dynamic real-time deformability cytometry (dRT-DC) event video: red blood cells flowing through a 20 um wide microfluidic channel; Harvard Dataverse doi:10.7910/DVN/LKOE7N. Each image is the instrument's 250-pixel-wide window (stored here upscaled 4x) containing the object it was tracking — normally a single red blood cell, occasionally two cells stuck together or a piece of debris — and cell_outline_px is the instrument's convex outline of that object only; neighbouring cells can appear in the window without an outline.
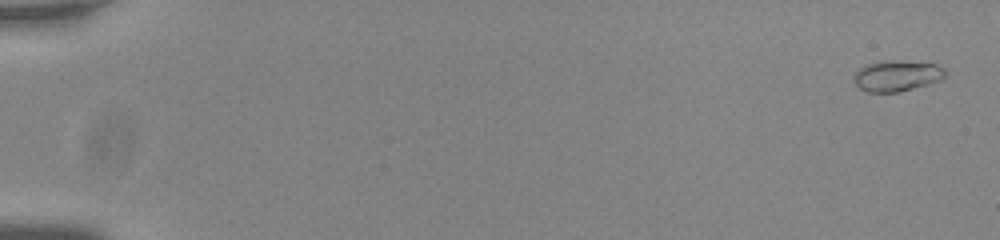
{"species": "common noctule bat (a hibernating species)", "species_latin": "Nyctalus noctula", "temperature_condition": "room temperature", "stored_images_in_passage": 56, "camera_frame_rate_fps": 3000, "um_per_image_px": 0.085, "animal": {"sex": "male", "body_mass_g": 20.0, "forearm_length_mm": 53.3}, "frame": {"image": 1, "passage_image": 1, "time_ms": 0.0, "image_size_px": [1000, 240], "cell_outline_px": [[948, 72], [940, 80], [928, 84], [900, 92], [868, 92], [860, 88], [852, 80], [852, 76], [860, 68], [868, 64], [884, 60], [896, 60], [936, 64], [944, 68]], "centroid_in_image_um": [76.23, 6.44], "position_along_channel_um": 8.8, "area_um2": 16.53}}
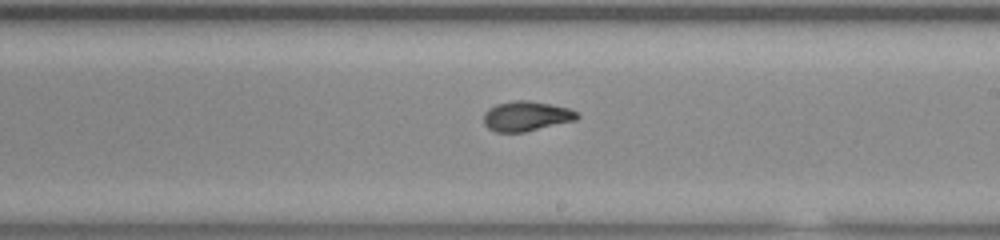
{"frame": {"image": 2, "passage_image": 34, "time_ms": 11.0, "image_size_px": [1000, 240], "cell_outline_px": [[580, 116], [576, 120], [524, 132], [496, 132], [488, 128], [484, 124], [484, 112], [488, 108], [496, 104], [516, 100], [528, 100], [568, 108], [580, 112]], "centroid_in_image_um": [44.73, 9.87], "position_along_channel_um": 244.3, "area_um2": 16.3}}
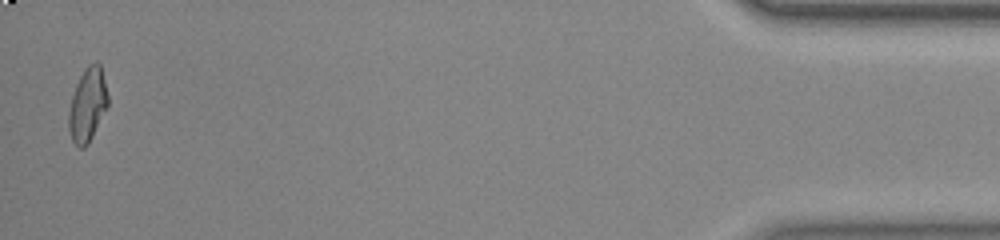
{"frame": {"image": 3, "passage_image": 55, "time_ms": 18.0, "image_size_px": [1000, 240], "cell_outline_px": [[108, 104], [88, 144], [84, 148], [80, 148], [72, 140], [68, 128], [68, 112], [72, 96], [76, 84], [84, 68], [88, 64], [96, 60], [100, 64], [108, 96]], "centroid_in_image_um": [7.43, 8.88], "position_along_channel_um": 427.8, "area_um2": 16.7}, "authors_computed_cell_mechanics": {"area_um2": 16.2418, "velocity_mm_per_s": 3.7615, "shape_relaxation_time_tau1_ms": null, "shape_relaxation_time_tau2_ms": 1.1529, "deformation_change_tau1": null, "deformation_change_tau2": 0.0634}}